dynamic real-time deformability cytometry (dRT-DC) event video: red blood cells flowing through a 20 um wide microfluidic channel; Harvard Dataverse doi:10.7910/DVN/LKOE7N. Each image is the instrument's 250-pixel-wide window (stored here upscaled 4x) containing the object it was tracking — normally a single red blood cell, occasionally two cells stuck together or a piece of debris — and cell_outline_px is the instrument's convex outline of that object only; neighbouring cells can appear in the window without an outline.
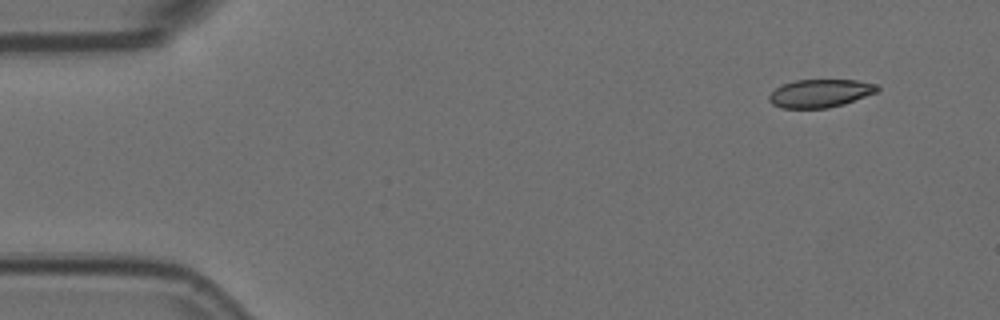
{"species": "Egyptian fruit bat (a non-hibernating species)", "species_latin": "Rousettus aegyptiacus", "temperature_condition": "room temperature", "stored_images_in_passage": 5, "camera_frame_rate_fps": 3000, "um_per_image_px": 0.085, "animal": {"sex": "female"}, "frame": {"image": 1, "passage_image": 2, "time_ms": 0.333, "image_size_px": [1000, 320], "cell_outline_px": [[880, 88], [876, 92], [844, 104], [828, 108], [780, 108], [772, 104], [768, 100], [768, 96], [780, 84], [796, 80], [856, 80], [876, 84]], "centroid_in_image_um": [69.67, 7.93], "position_along_channel_um": 15.3, "area_um2": 17.74}}
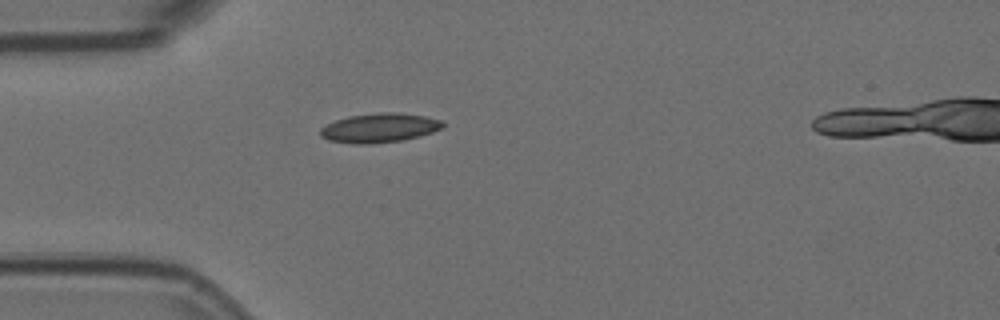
{"frame": {"image": 2, "passage_image": 5, "time_ms": 1.333, "image_size_px": [1000, 320], "cell_outline_px": [[444, 124], [440, 128], [432, 132], [400, 140], [368, 144], [360, 144], [328, 140], [320, 136], [320, 128], [336, 120], [348, 116], [384, 112], [392, 112], [424, 116], [440, 120]], "centroid_in_image_um": [32.2, 10.86], "position_along_channel_um": 52.8, "area_um2": 20.35}}